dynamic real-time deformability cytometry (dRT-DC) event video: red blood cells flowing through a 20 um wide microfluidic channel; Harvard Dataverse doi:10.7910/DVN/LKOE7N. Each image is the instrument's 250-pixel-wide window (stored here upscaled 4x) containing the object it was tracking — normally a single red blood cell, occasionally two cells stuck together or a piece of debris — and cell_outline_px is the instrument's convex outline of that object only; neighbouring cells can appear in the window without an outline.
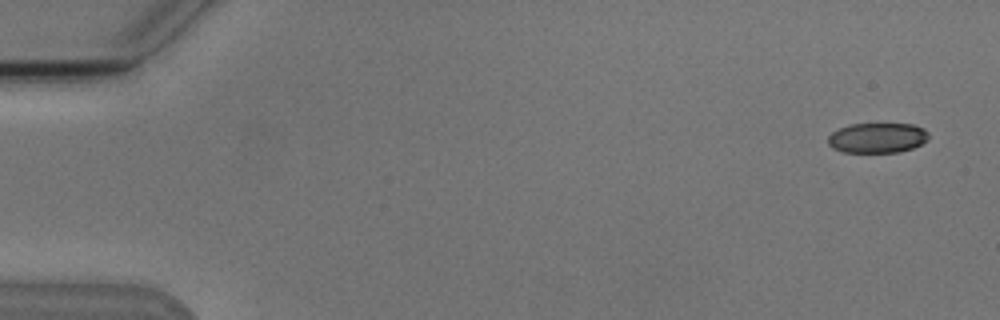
{"species": "Egyptian fruit bat (a non-hibernating species)", "species_latin": "Rousettus aegyptiacus", "temperature_condition": "cold", "stored_images_in_passage": 5, "camera_frame_rate_fps": 3000, "um_per_image_px": 0.085, "animal": {"sex": "male"}, "frame": {"image": 1, "passage_image": 1, "time_ms": 0.0, "image_size_px": [1000, 320], "cell_outline_px": [[928, 140], [912, 148], [900, 152], [844, 152], [832, 148], [828, 144], [828, 136], [832, 132], [848, 124], [912, 124], [924, 128], [928, 132]], "centroid_in_image_um": [74.57, 11.71], "position_along_channel_um": 10.4, "area_um2": 17.69}}